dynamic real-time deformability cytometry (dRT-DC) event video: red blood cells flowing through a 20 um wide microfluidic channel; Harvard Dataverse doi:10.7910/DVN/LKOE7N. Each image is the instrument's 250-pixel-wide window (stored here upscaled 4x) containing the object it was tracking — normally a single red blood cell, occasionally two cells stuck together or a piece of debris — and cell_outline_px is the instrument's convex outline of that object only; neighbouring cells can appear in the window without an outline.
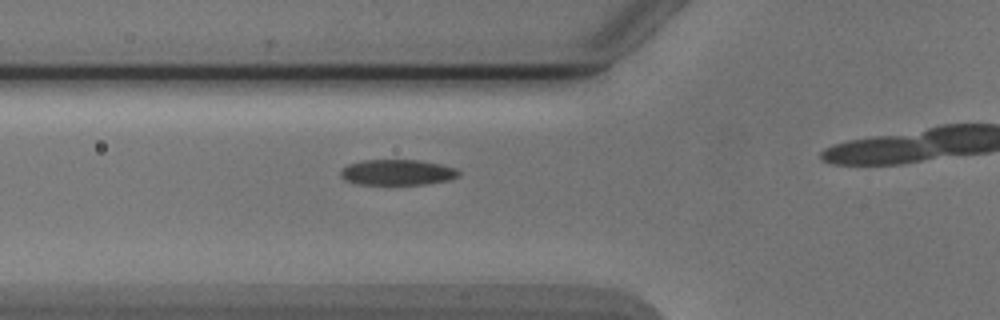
{"species": "Egyptian fruit bat (a non-hibernating species)", "species_latin": "Rousettus aegyptiacus", "temperature_condition": "cold", "stored_images_in_passage": 13, "camera_frame_rate_fps": 3000, "um_per_image_px": 0.085, "animal": {"sex": "male"}, "frame": {"image": 1, "passage_image": 2, "time_ms": 0.333, "image_size_px": [1000, 320], "cell_outline_px": [[460, 176], [452, 180], [424, 184], [360, 184], [344, 180], [340, 176], [340, 168], [348, 164], [360, 160], [420, 160], [440, 164], [456, 168], [460, 172]], "centroid_in_image_um": [33.77, 14.64], "position_along_channel_um": 92.0, "area_um2": 17.86}}
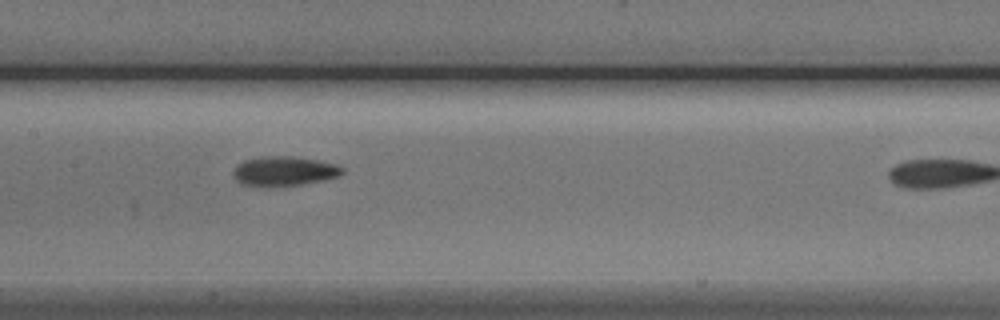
{"frame": {"image": 2, "passage_image": 9, "time_ms": 2.667, "image_size_px": [1000, 320], "cell_outline_px": [[344, 172], [340, 176], [324, 180], [300, 184], [244, 184], [236, 180], [232, 172], [244, 160], [260, 156], [292, 156], [320, 160], [336, 164], [344, 168]], "centroid_in_image_um": [24.23, 14.5], "position_along_channel_um": 183.2, "area_um2": 18.21}}
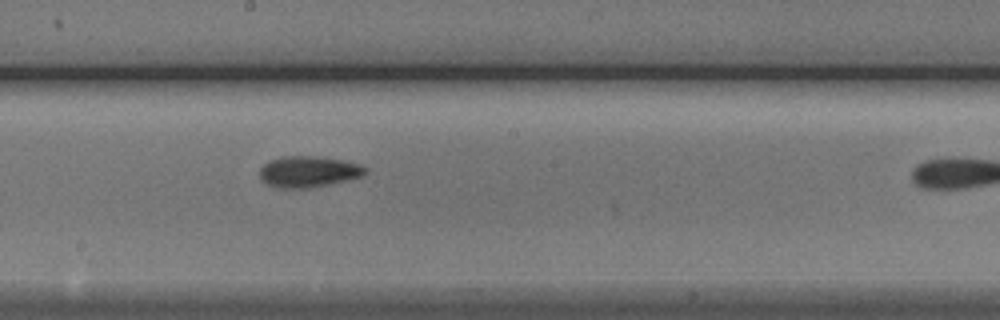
{"frame": {"image": 3, "passage_image": 12, "time_ms": 3.667, "image_size_px": [1000, 320], "cell_outline_px": [[368, 172], [364, 176], [348, 180], [308, 188], [280, 188], [268, 184], [260, 176], [260, 168], [268, 160], [280, 156], [316, 156], [344, 160], [360, 164], [368, 168]], "centroid_in_image_um": [26.26, 14.57], "position_along_channel_um": 221.9, "area_um2": 19.31}}